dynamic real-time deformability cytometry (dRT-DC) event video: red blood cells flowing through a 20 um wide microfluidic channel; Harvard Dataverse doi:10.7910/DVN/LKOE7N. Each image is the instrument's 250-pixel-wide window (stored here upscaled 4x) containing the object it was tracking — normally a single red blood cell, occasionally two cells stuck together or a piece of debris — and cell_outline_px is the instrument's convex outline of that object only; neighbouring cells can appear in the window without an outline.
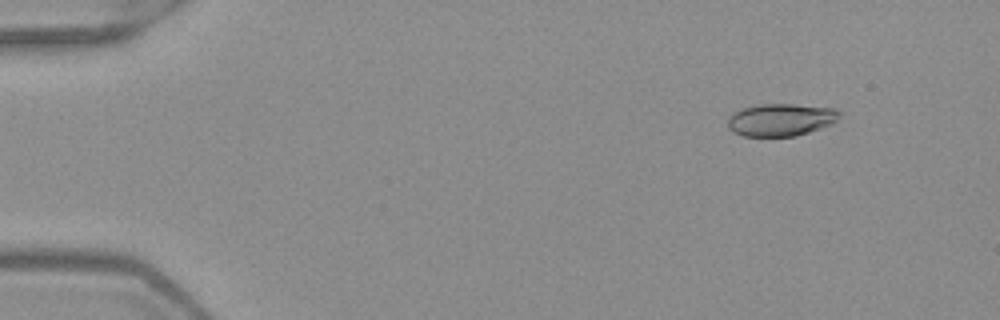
{"species": "Egyptian fruit bat (a non-hibernating species)", "species_latin": "Rousettus aegyptiacus", "temperature_condition": "warm", "stored_images_in_passage": 47, "camera_frame_rate_fps": 3000, "um_per_image_px": 0.085, "frame": {"image": 1, "passage_image": 1, "time_ms": 0.0, "image_size_px": [1000, 320], "cell_outline_px": [[840, 116], [832, 124], [796, 136], [744, 136], [732, 132], [728, 128], [728, 116], [732, 112], [740, 108], [760, 104], [796, 104], [832, 108], [840, 112]], "centroid_in_image_um": [66.32, 10.17], "position_along_channel_um": 18.7, "area_um2": 21.27}}
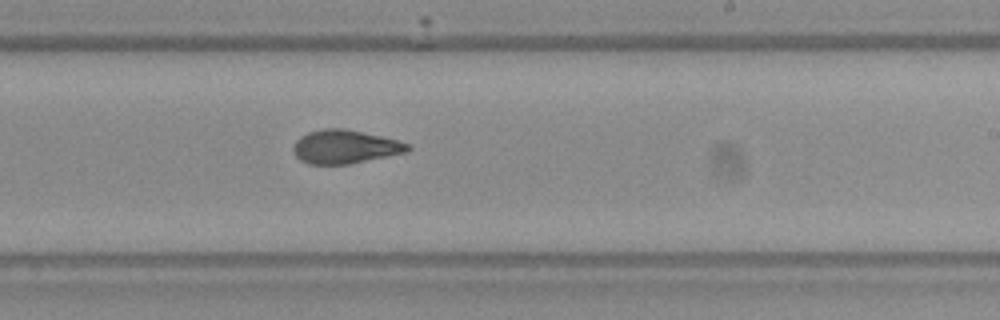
{"frame": {"image": 2, "passage_image": 27, "time_ms": 8.667, "image_size_px": [1000, 320], "cell_outline_px": [[412, 148], [408, 152], [348, 164], [308, 164], [300, 160], [296, 156], [292, 148], [296, 140], [300, 136], [308, 132], [324, 128], [344, 128], [380, 136], [396, 140], [408, 144]], "centroid_in_image_um": [29.3, 12.47], "position_along_channel_um": 259.7, "area_um2": 22.31}}
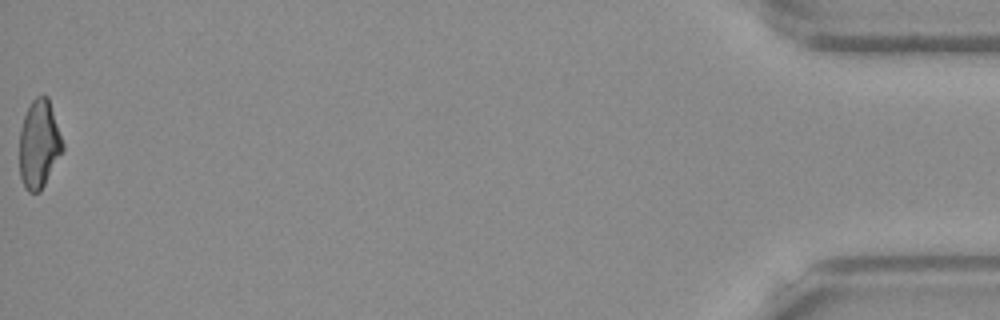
{"frame": {"image": 3, "passage_image": 47, "time_ms": 15.333, "image_size_px": [1000, 320], "cell_outline_px": [[64, 148], [40, 192], [28, 192], [24, 188], [20, 176], [20, 128], [24, 116], [32, 100], [36, 96], [48, 96], [64, 144]], "centroid_in_image_um": [3.31, 12.26], "position_along_channel_um": 431.9, "area_um2": 22.08}, "authors_computed_cell_mechanics": {"area_um2": 22.3686, "velocity_mm_per_s": 4.0132, "shape_relaxation_time_tau1_ms": 5.7339, "shape_relaxation_time_tau2_ms": 1.7829, "deformation_change_tau1": 0.1875, "deformation_change_tau2": 0.07}}